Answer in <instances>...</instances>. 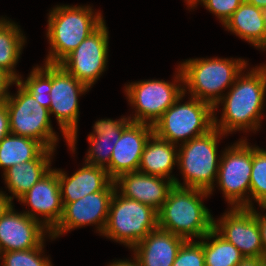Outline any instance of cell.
<instances>
[{
  "label": "cell",
  "mask_w": 266,
  "mask_h": 266,
  "mask_svg": "<svg viewBox=\"0 0 266 266\" xmlns=\"http://www.w3.org/2000/svg\"><path fill=\"white\" fill-rule=\"evenodd\" d=\"M265 93L266 64L256 66L246 74L242 72L229 92L214 106V127L226 135L240 130L259 131L265 106ZM220 103L223 104L222 115L217 119L215 111Z\"/></svg>",
  "instance_id": "1"
},
{
  "label": "cell",
  "mask_w": 266,
  "mask_h": 266,
  "mask_svg": "<svg viewBox=\"0 0 266 266\" xmlns=\"http://www.w3.org/2000/svg\"><path fill=\"white\" fill-rule=\"evenodd\" d=\"M209 195L202 189L174 185L158 211V228L186 240H200L213 229L214 218L202 201Z\"/></svg>",
  "instance_id": "2"
},
{
  "label": "cell",
  "mask_w": 266,
  "mask_h": 266,
  "mask_svg": "<svg viewBox=\"0 0 266 266\" xmlns=\"http://www.w3.org/2000/svg\"><path fill=\"white\" fill-rule=\"evenodd\" d=\"M88 6L56 5L49 12L47 38L50 51L45 63L59 64L105 20Z\"/></svg>",
  "instance_id": "3"
},
{
  "label": "cell",
  "mask_w": 266,
  "mask_h": 266,
  "mask_svg": "<svg viewBox=\"0 0 266 266\" xmlns=\"http://www.w3.org/2000/svg\"><path fill=\"white\" fill-rule=\"evenodd\" d=\"M247 62L241 58L218 57L185 60L179 64L183 75L184 93L188 89L191 97L214 107L224 96L222 92L231 87L236 78L248 67Z\"/></svg>",
  "instance_id": "4"
},
{
  "label": "cell",
  "mask_w": 266,
  "mask_h": 266,
  "mask_svg": "<svg viewBox=\"0 0 266 266\" xmlns=\"http://www.w3.org/2000/svg\"><path fill=\"white\" fill-rule=\"evenodd\" d=\"M223 135L226 136L214 127L208 133L179 145L177 165L184 184L176 178V186L202 189L212 194L221 159V155L218 158L217 145Z\"/></svg>",
  "instance_id": "5"
},
{
  "label": "cell",
  "mask_w": 266,
  "mask_h": 266,
  "mask_svg": "<svg viewBox=\"0 0 266 266\" xmlns=\"http://www.w3.org/2000/svg\"><path fill=\"white\" fill-rule=\"evenodd\" d=\"M183 93L153 125L154 133L172 144L186 143L214 128V107L195 97L182 103Z\"/></svg>",
  "instance_id": "6"
},
{
  "label": "cell",
  "mask_w": 266,
  "mask_h": 266,
  "mask_svg": "<svg viewBox=\"0 0 266 266\" xmlns=\"http://www.w3.org/2000/svg\"><path fill=\"white\" fill-rule=\"evenodd\" d=\"M156 228H158L157 210L128 199L115 190L103 236L132 249Z\"/></svg>",
  "instance_id": "7"
},
{
  "label": "cell",
  "mask_w": 266,
  "mask_h": 266,
  "mask_svg": "<svg viewBox=\"0 0 266 266\" xmlns=\"http://www.w3.org/2000/svg\"><path fill=\"white\" fill-rule=\"evenodd\" d=\"M17 94L5 100L9 113L10 134L31 138L41 142L47 149L55 150L59 140L53 130L49 110L17 81Z\"/></svg>",
  "instance_id": "8"
},
{
  "label": "cell",
  "mask_w": 266,
  "mask_h": 266,
  "mask_svg": "<svg viewBox=\"0 0 266 266\" xmlns=\"http://www.w3.org/2000/svg\"><path fill=\"white\" fill-rule=\"evenodd\" d=\"M176 73L173 83L152 79L131 82L125 86L124 90L129 105L135 108L133 117L128 116L131 122L153 126L163 113L176 102L184 93L183 75L179 65Z\"/></svg>",
  "instance_id": "9"
},
{
  "label": "cell",
  "mask_w": 266,
  "mask_h": 266,
  "mask_svg": "<svg viewBox=\"0 0 266 266\" xmlns=\"http://www.w3.org/2000/svg\"><path fill=\"white\" fill-rule=\"evenodd\" d=\"M90 88L68 73L60 64H51V104L49 114H54L62 136L75 152L79 120V96Z\"/></svg>",
  "instance_id": "10"
},
{
  "label": "cell",
  "mask_w": 266,
  "mask_h": 266,
  "mask_svg": "<svg viewBox=\"0 0 266 266\" xmlns=\"http://www.w3.org/2000/svg\"><path fill=\"white\" fill-rule=\"evenodd\" d=\"M246 140L228 146L220 157L216 184L231 208H249L252 145Z\"/></svg>",
  "instance_id": "11"
},
{
  "label": "cell",
  "mask_w": 266,
  "mask_h": 266,
  "mask_svg": "<svg viewBox=\"0 0 266 266\" xmlns=\"http://www.w3.org/2000/svg\"><path fill=\"white\" fill-rule=\"evenodd\" d=\"M104 21L59 64L78 81L91 88L106 70L109 32Z\"/></svg>",
  "instance_id": "12"
},
{
  "label": "cell",
  "mask_w": 266,
  "mask_h": 266,
  "mask_svg": "<svg viewBox=\"0 0 266 266\" xmlns=\"http://www.w3.org/2000/svg\"><path fill=\"white\" fill-rule=\"evenodd\" d=\"M115 190V184L112 181L103 191L87 194L77 201L63 204L62 217L48 235L50 239H56L68 231L91 224L97 226L96 231L102 236Z\"/></svg>",
  "instance_id": "13"
},
{
  "label": "cell",
  "mask_w": 266,
  "mask_h": 266,
  "mask_svg": "<svg viewBox=\"0 0 266 266\" xmlns=\"http://www.w3.org/2000/svg\"><path fill=\"white\" fill-rule=\"evenodd\" d=\"M213 229L236 246L244 257L264 258L254 207L229 208L218 220L214 219Z\"/></svg>",
  "instance_id": "14"
},
{
  "label": "cell",
  "mask_w": 266,
  "mask_h": 266,
  "mask_svg": "<svg viewBox=\"0 0 266 266\" xmlns=\"http://www.w3.org/2000/svg\"><path fill=\"white\" fill-rule=\"evenodd\" d=\"M19 202L31 208L23 211L43 224L50 232L58 225L63 214V202L60 193L58 170L51 169L19 199ZM41 215L43 218L40 219Z\"/></svg>",
  "instance_id": "15"
},
{
  "label": "cell",
  "mask_w": 266,
  "mask_h": 266,
  "mask_svg": "<svg viewBox=\"0 0 266 266\" xmlns=\"http://www.w3.org/2000/svg\"><path fill=\"white\" fill-rule=\"evenodd\" d=\"M153 126L145 123L130 122L121 133L106 167L112 180L124 173L138 171L142 152L151 135Z\"/></svg>",
  "instance_id": "16"
},
{
  "label": "cell",
  "mask_w": 266,
  "mask_h": 266,
  "mask_svg": "<svg viewBox=\"0 0 266 266\" xmlns=\"http://www.w3.org/2000/svg\"><path fill=\"white\" fill-rule=\"evenodd\" d=\"M13 207L0 218V253L39 247L50 234L41 222Z\"/></svg>",
  "instance_id": "17"
},
{
  "label": "cell",
  "mask_w": 266,
  "mask_h": 266,
  "mask_svg": "<svg viewBox=\"0 0 266 266\" xmlns=\"http://www.w3.org/2000/svg\"><path fill=\"white\" fill-rule=\"evenodd\" d=\"M113 181L120 195L149 205L157 211L161 209L175 185L170 179L139 171L124 173Z\"/></svg>",
  "instance_id": "18"
},
{
  "label": "cell",
  "mask_w": 266,
  "mask_h": 266,
  "mask_svg": "<svg viewBox=\"0 0 266 266\" xmlns=\"http://www.w3.org/2000/svg\"><path fill=\"white\" fill-rule=\"evenodd\" d=\"M185 241L183 237L156 228L131 250L140 266H172Z\"/></svg>",
  "instance_id": "19"
},
{
  "label": "cell",
  "mask_w": 266,
  "mask_h": 266,
  "mask_svg": "<svg viewBox=\"0 0 266 266\" xmlns=\"http://www.w3.org/2000/svg\"><path fill=\"white\" fill-rule=\"evenodd\" d=\"M60 193L63 204H68L94 192L103 191L113 180L106 168L84 163L70 177L58 169Z\"/></svg>",
  "instance_id": "20"
},
{
  "label": "cell",
  "mask_w": 266,
  "mask_h": 266,
  "mask_svg": "<svg viewBox=\"0 0 266 266\" xmlns=\"http://www.w3.org/2000/svg\"><path fill=\"white\" fill-rule=\"evenodd\" d=\"M128 117L121 119H100L93 125V132L88 135L90 148L85 162L106 168L111 159L113 148L121 136L122 130L130 123Z\"/></svg>",
  "instance_id": "21"
},
{
  "label": "cell",
  "mask_w": 266,
  "mask_h": 266,
  "mask_svg": "<svg viewBox=\"0 0 266 266\" xmlns=\"http://www.w3.org/2000/svg\"><path fill=\"white\" fill-rule=\"evenodd\" d=\"M55 150L45 149L37 158L8 168L3 177L8 191L13 198L19 199L36 182H38L51 168L52 155Z\"/></svg>",
  "instance_id": "22"
},
{
  "label": "cell",
  "mask_w": 266,
  "mask_h": 266,
  "mask_svg": "<svg viewBox=\"0 0 266 266\" xmlns=\"http://www.w3.org/2000/svg\"><path fill=\"white\" fill-rule=\"evenodd\" d=\"M177 148V145L161 139L153 133L142 152L138 171L175 182L176 177L171 173L178 159Z\"/></svg>",
  "instance_id": "23"
},
{
  "label": "cell",
  "mask_w": 266,
  "mask_h": 266,
  "mask_svg": "<svg viewBox=\"0 0 266 266\" xmlns=\"http://www.w3.org/2000/svg\"><path fill=\"white\" fill-rule=\"evenodd\" d=\"M223 26L257 49L266 50V29L260 8L243 2Z\"/></svg>",
  "instance_id": "24"
},
{
  "label": "cell",
  "mask_w": 266,
  "mask_h": 266,
  "mask_svg": "<svg viewBox=\"0 0 266 266\" xmlns=\"http://www.w3.org/2000/svg\"><path fill=\"white\" fill-rule=\"evenodd\" d=\"M46 147L39 141L9 134L0 141V168H8L37 158Z\"/></svg>",
  "instance_id": "25"
},
{
  "label": "cell",
  "mask_w": 266,
  "mask_h": 266,
  "mask_svg": "<svg viewBox=\"0 0 266 266\" xmlns=\"http://www.w3.org/2000/svg\"><path fill=\"white\" fill-rule=\"evenodd\" d=\"M25 42V36L15 22L8 21L0 28V68L9 73L16 81L21 75L16 73L15 67Z\"/></svg>",
  "instance_id": "26"
},
{
  "label": "cell",
  "mask_w": 266,
  "mask_h": 266,
  "mask_svg": "<svg viewBox=\"0 0 266 266\" xmlns=\"http://www.w3.org/2000/svg\"><path fill=\"white\" fill-rule=\"evenodd\" d=\"M203 251L205 266H237L245 258L236 246L214 229L203 236Z\"/></svg>",
  "instance_id": "27"
},
{
  "label": "cell",
  "mask_w": 266,
  "mask_h": 266,
  "mask_svg": "<svg viewBox=\"0 0 266 266\" xmlns=\"http://www.w3.org/2000/svg\"><path fill=\"white\" fill-rule=\"evenodd\" d=\"M252 199L259 204L261 210H266V150L258 146H252L249 208H253Z\"/></svg>",
  "instance_id": "28"
},
{
  "label": "cell",
  "mask_w": 266,
  "mask_h": 266,
  "mask_svg": "<svg viewBox=\"0 0 266 266\" xmlns=\"http://www.w3.org/2000/svg\"><path fill=\"white\" fill-rule=\"evenodd\" d=\"M45 65L33 67L29 77L22 80L20 77L19 82L34 98L40 103L41 106L49 109L51 104V64L44 63Z\"/></svg>",
  "instance_id": "29"
},
{
  "label": "cell",
  "mask_w": 266,
  "mask_h": 266,
  "mask_svg": "<svg viewBox=\"0 0 266 266\" xmlns=\"http://www.w3.org/2000/svg\"><path fill=\"white\" fill-rule=\"evenodd\" d=\"M44 242L36 248L0 253L2 266H53L48 257H43ZM42 254V255H41Z\"/></svg>",
  "instance_id": "30"
},
{
  "label": "cell",
  "mask_w": 266,
  "mask_h": 266,
  "mask_svg": "<svg viewBox=\"0 0 266 266\" xmlns=\"http://www.w3.org/2000/svg\"><path fill=\"white\" fill-rule=\"evenodd\" d=\"M172 266H205L203 237L200 241L186 240Z\"/></svg>",
  "instance_id": "31"
},
{
  "label": "cell",
  "mask_w": 266,
  "mask_h": 266,
  "mask_svg": "<svg viewBox=\"0 0 266 266\" xmlns=\"http://www.w3.org/2000/svg\"><path fill=\"white\" fill-rule=\"evenodd\" d=\"M243 2L244 0H197L191 8L197 7L198 3L203 4L224 25Z\"/></svg>",
  "instance_id": "32"
},
{
  "label": "cell",
  "mask_w": 266,
  "mask_h": 266,
  "mask_svg": "<svg viewBox=\"0 0 266 266\" xmlns=\"http://www.w3.org/2000/svg\"><path fill=\"white\" fill-rule=\"evenodd\" d=\"M15 81L9 73L0 68V103L5 102L9 94H11L8 90Z\"/></svg>",
  "instance_id": "33"
},
{
  "label": "cell",
  "mask_w": 266,
  "mask_h": 266,
  "mask_svg": "<svg viewBox=\"0 0 266 266\" xmlns=\"http://www.w3.org/2000/svg\"><path fill=\"white\" fill-rule=\"evenodd\" d=\"M10 134L9 113L5 102L0 103V141Z\"/></svg>",
  "instance_id": "34"
},
{
  "label": "cell",
  "mask_w": 266,
  "mask_h": 266,
  "mask_svg": "<svg viewBox=\"0 0 266 266\" xmlns=\"http://www.w3.org/2000/svg\"><path fill=\"white\" fill-rule=\"evenodd\" d=\"M255 216L258 220L261 240L263 245L264 258L266 259V214L262 215L258 210H255Z\"/></svg>",
  "instance_id": "35"
},
{
  "label": "cell",
  "mask_w": 266,
  "mask_h": 266,
  "mask_svg": "<svg viewBox=\"0 0 266 266\" xmlns=\"http://www.w3.org/2000/svg\"><path fill=\"white\" fill-rule=\"evenodd\" d=\"M12 195L8 196L3 191H0V218L14 205H12Z\"/></svg>",
  "instance_id": "36"
},
{
  "label": "cell",
  "mask_w": 266,
  "mask_h": 266,
  "mask_svg": "<svg viewBox=\"0 0 266 266\" xmlns=\"http://www.w3.org/2000/svg\"><path fill=\"white\" fill-rule=\"evenodd\" d=\"M265 262V258L245 257L237 266H262Z\"/></svg>",
  "instance_id": "37"
},
{
  "label": "cell",
  "mask_w": 266,
  "mask_h": 266,
  "mask_svg": "<svg viewBox=\"0 0 266 266\" xmlns=\"http://www.w3.org/2000/svg\"><path fill=\"white\" fill-rule=\"evenodd\" d=\"M107 266H140L137 258L133 256V259L131 260H118L114 261L113 263L107 265Z\"/></svg>",
  "instance_id": "38"
},
{
  "label": "cell",
  "mask_w": 266,
  "mask_h": 266,
  "mask_svg": "<svg viewBox=\"0 0 266 266\" xmlns=\"http://www.w3.org/2000/svg\"><path fill=\"white\" fill-rule=\"evenodd\" d=\"M244 2L254 5L260 9L266 5V0H244Z\"/></svg>",
  "instance_id": "39"
},
{
  "label": "cell",
  "mask_w": 266,
  "mask_h": 266,
  "mask_svg": "<svg viewBox=\"0 0 266 266\" xmlns=\"http://www.w3.org/2000/svg\"><path fill=\"white\" fill-rule=\"evenodd\" d=\"M261 10H262V15H263L264 27L266 29V5L262 7Z\"/></svg>",
  "instance_id": "40"
},
{
  "label": "cell",
  "mask_w": 266,
  "mask_h": 266,
  "mask_svg": "<svg viewBox=\"0 0 266 266\" xmlns=\"http://www.w3.org/2000/svg\"><path fill=\"white\" fill-rule=\"evenodd\" d=\"M197 0H185L186 4L188 5L189 9L195 4Z\"/></svg>",
  "instance_id": "41"
},
{
  "label": "cell",
  "mask_w": 266,
  "mask_h": 266,
  "mask_svg": "<svg viewBox=\"0 0 266 266\" xmlns=\"http://www.w3.org/2000/svg\"><path fill=\"white\" fill-rule=\"evenodd\" d=\"M9 20L5 19V17L0 18V28L4 26Z\"/></svg>",
  "instance_id": "42"
}]
</instances>
